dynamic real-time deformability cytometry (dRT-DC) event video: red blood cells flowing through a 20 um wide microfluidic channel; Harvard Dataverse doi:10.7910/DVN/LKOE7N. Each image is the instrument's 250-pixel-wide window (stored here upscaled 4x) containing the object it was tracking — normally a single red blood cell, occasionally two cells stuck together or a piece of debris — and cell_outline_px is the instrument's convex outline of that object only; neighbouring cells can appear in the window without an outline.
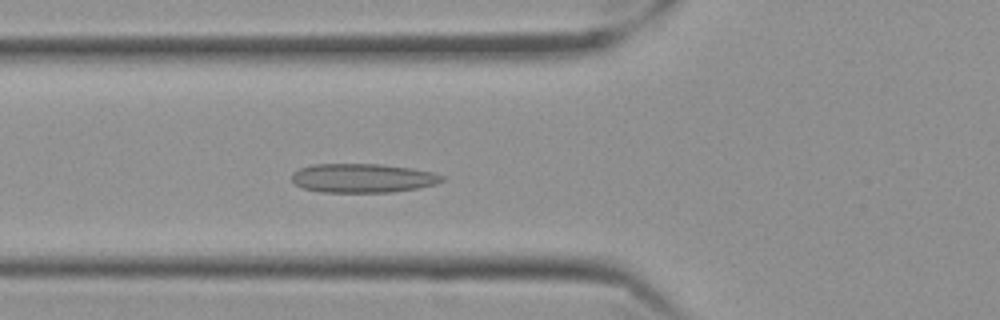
{"species": "Egyptian fruit bat (a non-hibernating species)", "species_latin": "Rousettus aegyptiacus", "temperature_condition": "cold", "stored_images_in_passage": 46, "camera_frame_rate_fps": 3000, "um_per_image_px": 0.085, "frame": {"image": 1, "passage_image": 14, "time_ms": 4.333, "image_size_px": [1000, 320], "cell_outline_px": [[444, 180], [436, 184], [416, 188], [392, 192], [320, 192], [304, 188], [296, 184], [292, 180], [292, 172], [300, 168], [312, 164], [380, 164], [412, 168], [432, 172], [444, 176]], "centroid_in_image_um": [30.82, 15.13], "position_along_channel_um": 95.0, "area_um2": 25.37}}
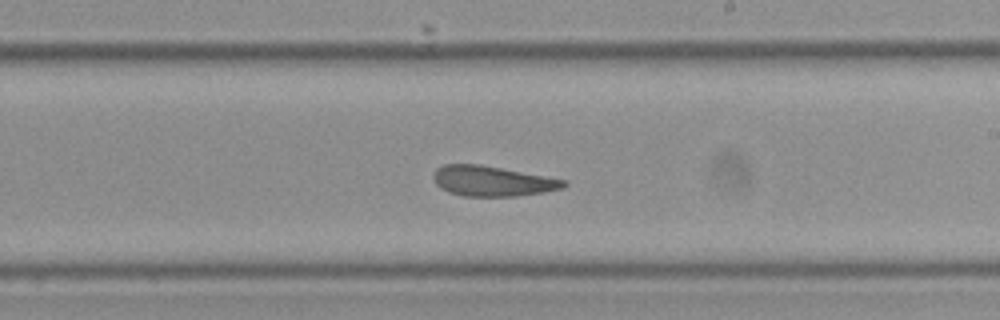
{"frame": {"image": 2, "passage_image": 27, "time_ms": 8.667, "image_size_px": [1000, 320], "cell_outline_px": [[568, 184], [564, 188], [544, 192], [516, 196], [464, 196], [448, 192], [440, 188], [436, 184], [432, 176], [436, 168], [444, 164], [480, 164], [568, 180]], "centroid_in_image_um": [41.85, 15.39], "position_along_channel_um": 247.1, "area_um2": 23.12}}
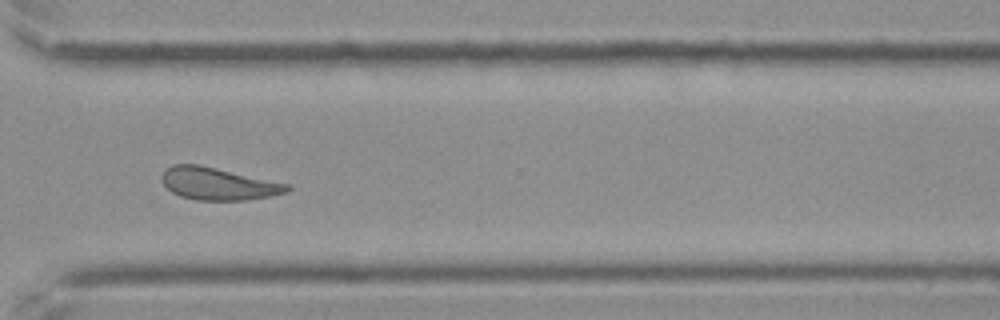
{"frame": {"image": 3, "passage_image": 36, "time_ms": 11.667, "image_size_px": [1000, 320], "cell_outline_px": [[292, 188], [288, 192], [268, 196], [244, 200], [196, 200], [180, 196], [172, 192], [160, 180], [160, 176], [172, 164], [200, 164], [292, 184]], "centroid_in_image_um": [18.58, 15.61], "position_along_channel_um": 352.0, "area_um2": 23.87}, "authors_computed_cell_mechanics": {"area_um2": 23.6402, "velocity_mm_per_s": 3.501, "shape_relaxation_time_tau1_ms": null, "shape_relaxation_time_tau2_ms": 2.9474, "deformation_change_tau1": null, "deformation_change_tau2": 0.0965}}